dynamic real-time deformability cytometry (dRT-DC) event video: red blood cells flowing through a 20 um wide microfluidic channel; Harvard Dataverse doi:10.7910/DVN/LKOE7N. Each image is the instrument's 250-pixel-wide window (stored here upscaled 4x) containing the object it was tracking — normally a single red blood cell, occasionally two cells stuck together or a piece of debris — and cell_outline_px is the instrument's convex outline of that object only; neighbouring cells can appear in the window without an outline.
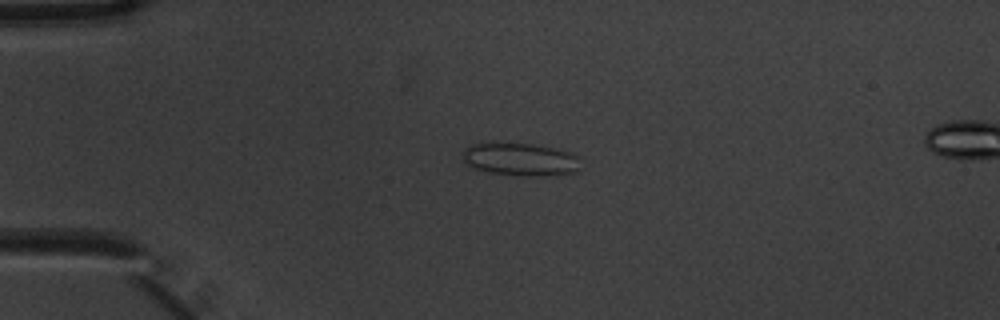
{"species": "common noctule bat (a hibernating species)", "species_latin": "Nyctalus noctula", "temperature_condition": "warm", "stored_images_in_passage": 6, "camera_frame_rate_fps": 3000, "um_per_image_px": 0.085, "animal": {"sex": "male", "body_mass_g": 20.1, "forearm_length_mm": 53.5}, "frame": {"image": 1, "passage_image": 4, "time_ms": 1.0, "image_size_px": [1000, 320], "cell_outline_px": [[576, 172], [556, 176], [528, 176], [488, 172], [472, 168], [464, 164], [464, 148], [472, 144], [532, 144], [572, 152], [576, 156]], "centroid_in_image_um": [44.2, 13.57], "position_along_channel_um": 40.8, "area_um2": 22.2}}
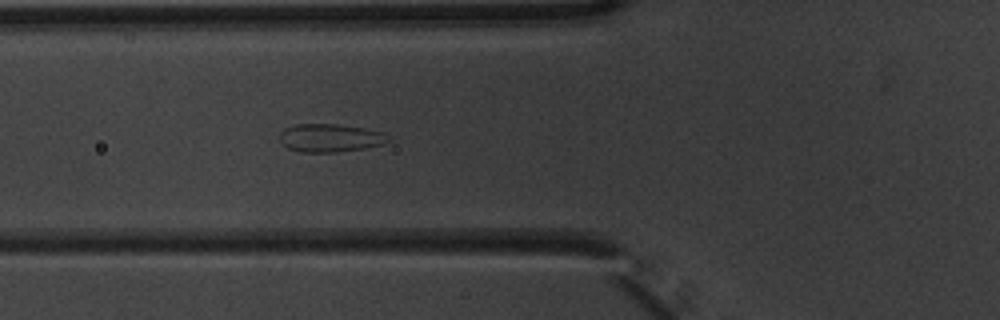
{"frame": {"image": 2, "passage_image": 6, "time_ms": 1.667, "image_size_px": [1000, 320], "cell_outline_px": [[392, 140], [380, 144], [364, 148], [336, 152], [300, 152], [288, 148], [280, 140], [280, 132], [284, 128], [296, 124], [336, 124], [364, 128], [384, 132]], "centroid_in_image_um": [28.06, 11.72], "position_along_channel_um": 97.7, "area_um2": 17.74}}